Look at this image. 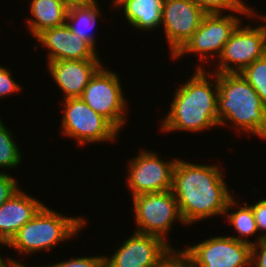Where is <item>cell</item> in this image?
Listing matches in <instances>:
<instances>
[{
  "instance_id": "cell-6",
  "label": "cell",
  "mask_w": 266,
  "mask_h": 267,
  "mask_svg": "<svg viewBox=\"0 0 266 267\" xmlns=\"http://www.w3.org/2000/svg\"><path fill=\"white\" fill-rule=\"evenodd\" d=\"M232 14L231 12L227 15L226 13L206 14L199 28L172 59L176 60L185 57V54L195 53L196 56L200 55L199 61L209 62L211 57L214 59L216 56L218 59L232 33L243 22L240 16L243 14L248 17V20L252 18L251 11H235Z\"/></svg>"
},
{
  "instance_id": "cell-19",
  "label": "cell",
  "mask_w": 266,
  "mask_h": 267,
  "mask_svg": "<svg viewBox=\"0 0 266 267\" xmlns=\"http://www.w3.org/2000/svg\"><path fill=\"white\" fill-rule=\"evenodd\" d=\"M99 7L101 6L97 0H91L85 4L69 6L66 14V24L71 32L88 42L96 51L97 40L91 30L96 27L97 21L102 16Z\"/></svg>"
},
{
  "instance_id": "cell-18",
  "label": "cell",
  "mask_w": 266,
  "mask_h": 267,
  "mask_svg": "<svg viewBox=\"0 0 266 267\" xmlns=\"http://www.w3.org/2000/svg\"><path fill=\"white\" fill-rule=\"evenodd\" d=\"M29 6L32 18L25 20L33 37L45 29L66 23L68 6L61 0H31Z\"/></svg>"
},
{
  "instance_id": "cell-30",
  "label": "cell",
  "mask_w": 266,
  "mask_h": 267,
  "mask_svg": "<svg viewBox=\"0 0 266 267\" xmlns=\"http://www.w3.org/2000/svg\"><path fill=\"white\" fill-rule=\"evenodd\" d=\"M19 265H23V263L10 257L3 258L2 256H0V267H18Z\"/></svg>"
},
{
  "instance_id": "cell-12",
  "label": "cell",
  "mask_w": 266,
  "mask_h": 267,
  "mask_svg": "<svg viewBox=\"0 0 266 267\" xmlns=\"http://www.w3.org/2000/svg\"><path fill=\"white\" fill-rule=\"evenodd\" d=\"M206 13L194 0H164L161 29H164L172 58L199 28Z\"/></svg>"
},
{
  "instance_id": "cell-17",
  "label": "cell",
  "mask_w": 266,
  "mask_h": 267,
  "mask_svg": "<svg viewBox=\"0 0 266 267\" xmlns=\"http://www.w3.org/2000/svg\"><path fill=\"white\" fill-rule=\"evenodd\" d=\"M115 8L124 12L128 25L133 29L152 31L160 29L164 0H112Z\"/></svg>"
},
{
  "instance_id": "cell-1",
  "label": "cell",
  "mask_w": 266,
  "mask_h": 267,
  "mask_svg": "<svg viewBox=\"0 0 266 267\" xmlns=\"http://www.w3.org/2000/svg\"><path fill=\"white\" fill-rule=\"evenodd\" d=\"M220 168L217 164H195L178 158L171 191L176 197L184 226L210 217L224 216L227 204L234 195Z\"/></svg>"
},
{
  "instance_id": "cell-28",
  "label": "cell",
  "mask_w": 266,
  "mask_h": 267,
  "mask_svg": "<svg viewBox=\"0 0 266 267\" xmlns=\"http://www.w3.org/2000/svg\"><path fill=\"white\" fill-rule=\"evenodd\" d=\"M157 267H194L191 259L181 250L172 249Z\"/></svg>"
},
{
  "instance_id": "cell-31",
  "label": "cell",
  "mask_w": 266,
  "mask_h": 267,
  "mask_svg": "<svg viewBox=\"0 0 266 267\" xmlns=\"http://www.w3.org/2000/svg\"><path fill=\"white\" fill-rule=\"evenodd\" d=\"M258 12L255 10V8L253 9V7L251 8V17H253V19L258 18L261 22H263V24H261V26L264 28L265 31V36H266V14L262 15V14H257Z\"/></svg>"
},
{
  "instance_id": "cell-33",
  "label": "cell",
  "mask_w": 266,
  "mask_h": 267,
  "mask_svg": "<svg viewBox=\"0 0 266 267\" xmlns=\"http://www.w3.org/2000/svg\"><path fill=\"white\" fill-rule=\"evenodd\" d=\"M18 267H29V266H26L25 264L23 265H19ZM37 267V266H36ZM39 267V266H38ZM42 267H45V266H42Z\"/></svg>"
},
{
  "instance_id": "cell-23",
  "label": "cell",
  "mask_w": 266,
  "mask_h": 267,
  "mask_svg": "<svg viewBox=\"0 0 266 267\" xmlns=\"http://www.w3.org/2000/svg\"><path fill=\"white\" fill-rule=\"evenodd\" d=\"M206 14L251 11L244 0H194Z\"/></svg>"
},
{
  "instance_id": "cell-20",
  "label": "cell",
  "mask_w": 266,
  "mask_h": 267,
  "mask_svg": "<svg viewBox=\"0 0 266 267\" xmlns=\"http://www.w3.org/2000/svg\"><path fill=\"white\" fill-rule=\"evenodd\" d=\"M239 200H236L235 197L233 196L228 204L227 208L224 213V217H227V221L231 226L235 228V231L239 235L231 236L232 238L245 242L247 244L253 245L255 242L249 240L247 237L256 235L258 234L257 226H256V221L254 217L253 210L247 202H244L243 204H239ZM236 206V207H235ZM233 208V211L231 209ZM238 209L236 211V209ZM231 211V212H229ZM229 214V215H228Z\"/></svg>"
},
{
  "instance_id": "cell-25",
  "label": "cell",
  "mask_w": 266,
  "mask_h": 267,
  "mask_svg": "<svg viewBox=\"0 0 266 267\" xmlns=\"http://www.w3.org/2000/svg\"><path fill=\"white\" fill-rule=\"evenodd\" d=\"M19 183L10 173L6 171L0 172V206L8 201L18 190Z\"/></svg>"
},
{
  "instance_id": "cell-7",
  "label": "cell",
  "mask_w": 266,
  "mask_h": 267,
  "mask_svg": "<svg viewBox=\"0 0 266 267\" xmlns=\"http://www.w3.org/2000/svg\"><path fill=\"white\" fill-rule=\"evenodd\" d=\"M136 232L161 238L172 249H177L167 241L168 232L178 220L184 225L178 209L176 197L171 190L146 193L132 197Z\"/></svg>"
},
{
  "instance_id": "cell-21",
  "label": "cell",
  "mask_w": 266,
  "mask_h": 267,
  "mask_svg": "<svg viewBox=\"0 0 266 267\" xmlns=\"http://www.w3.org/2000/svg\"><path fill=\"white\" fill-rule=\"evenodd\" d=\"M16 142L12 130L10 131L0 118V168L3 170L17 168L23 160L20 145Z\"/></svg>"
},
{
  "instance_id": "cell-27",
  "label": "cell",
  "mask_w": 266,
  "mask_h": 267,
  "mask_svg": "<svg viewBox=\"0 0 266 267\" xmlns=\"http://www.w3.org/2000/svg\"><path fill=\"white\" fill-rule=\"evenodd\" d=\"M253 210L255 221H256V226L257 230L261 231L257 235V242H260L262 239H266V199H260L259 201L255 202L254 204H249ZM265 231V232H264Z\"/></svg>"
},
{
  "instance_id": "cell-3",
  "label": "cell",
  "mask_w": 266,
  "mask_h": 267,
  "mask_svg": "<svg viewBox=\"0 0 266 267\" xmlns=\"http://www.w3.org/2000/svg\"><path fill=\"white\" fill-rule=\"evenodd\" d=\"M217 114L219 126L266 140V107L241 73L218 74Z\"/></svg>"
},
{
  "instance_id": "cell-14",
  "label": "cell",
  "mask_w": 266,
  "mask_h": 267,
  "mask_svg": "<svg viewBox=\"0 0 266 267\" xmlns=\"http://www.w3.org/2000/svg\"><path fill=\"white\" fill-rule=\"evenodd\" d=\"M35 39L46 48L47 61L100 59L98 52L85 40L71 32L65 23L45 29Z\"/></svg>"
},
{
  "instance_id": "cell-29",
  "label": "cell",
  "mask_w": 266,
  "mask_h": 267,
  "mask_svg": "<svg viewBox=\"0 0 266 267\" xmlns=\"http://www.w3.org/2000/svg\"><path fill=\"white\" fill-rule=\"evenodd\" d=\"M251 266L266 267V239L252 245Z\"/></svg>"
},
{
  "instance_id": "cell-22",
  "label": "cell",
  "mask_w": 266,
  "mask_h": 267,
  "mask_svg": "<svg viewBox=\"0 0 266 267\" xmlns=\"http://www.w3.org/2000/svg\"><path fill=\"white\" fill-rule=\"evenodd\" d=\"M241 75L257 92L266 107V55L248 65Z\"/></svg>"
},
{
  "instance_id": "cell-15",
  "label": "cell",
  "mask_w": 266,
  "mask_h": 267,
  "mask_svg": "<svg viewBox=\"0 0 266 267\" xmlns=\"http://www.w3.org/2000/svg\"><path fill=\"white\" fill-rule=\"evenodd\" d=\"M47 70L58 88L64 93V99L81 97L95 73L103 66L100 59L57 60L47 62Z\"/></svg>"
},
{
  "instance_id": "cell-26",
  "label": "cell",
  "mask_w": 266,
  "mask_h": 267,
  "mask_svg": "<svg viewBox=\"0 0 266 267\" xmlns=\"http://www.w3.org/2000/svg\"><path fill=\"white\" fill-rule=\"evenodd\" d=\"M20 90L21 86L12 77L11 70L0 65V99Z\"/></svg>"
},
{
  "instance_id": "cell-11",
  "label": "cell",
  "mask_w": 266,
  "mask_h": 267,
  "mask_svg": "<svg viewBox=\"0 0 266 267\" xmlns=\"http://www.w3.org/2000/svg\"><path fill=\"white\" fill-rule=\"evenodd\" d=\"M194 267H252V245L230 236H214L181 248Z\"/></svg>"
},
{
  "instance_id": "cell-8",
  "label": "cell",
  "mask_w": 266,
  "mask_h": 267,
  "mask_svg": "<svg viewBox=\"0 0 266 267\" xmlns=\"http://www.w3.org/2000/svg\"><path fill=\"white\" fill-rule=\"evenodd\" d=\"M120 80L115 71L102 66L85 87L81 98L95 112L122 131L120 129L128 122V100L124 97Z\"/></svg>"
},
{
  "instance_id": "cell-9",
  "label": "cell",
  "mask_w": 266,
  "mask_h": 267,
  "mask_svg": "<svg viewBox=\"0 0 266 267\" xmlns=\"http://www.w3.org/2000/svg\"><path fill=\"white\" fill-rule=\"evenodd\" d=\"M243 22L224 45L215 68L211 72L241 73L248 65L266 55V36L261 24L253 27Z\"/></svg>"
},
{
  "instance_id": "cell-5",
  "label": "cell",
  "mask_w": 266,
  "mask_h": 267,
  "mask_svg": "<svg viewBox=\"0 0 266 267\" xmlns=\"http://www.w3.org/2000/svg\"><path fill=\"white\" fill-rule=\"evenodd\" d=\"M64 112L61 133L66 138L76 139L80 147L96 142L116 140L120 132L108 119L95 112L81 97L62 99Z\"/></svg>"
},
{
  "instance_id": "cell-24",
  "label": "cell",
  "mask_w": 266,
  "mask_h": 267,
  "mask_svg": "<svg viewBox=\"0 0 266 267\" xmlns=\"http://www.w3.org/2000/svg\"><path fill=\"white\" fill-rule=\"evenodd\" d=\"M45 267H106L105 255L76 257L56 264L46 265Z\"/></svg>"
},
{
  "instance_id": "cell-13",
  "label": "cell",
  "mask_w": 266,
  "mask_h": 267,
  "mask_svg": "<svg viewBox=\"0 0 266 267\" xmlns=\"http://www.w3.org/2000/svg\"><path fill=\"white\" fill-rule=\"evenodd\" d=\"M172 248L161 238L134 231L115 253L106 256V267H157Z\"/></svg>"
},
{
  "instance_id": "cell-16",
  "label": "cell",
  "mask_w": 266,
  "mask_h": 267,
  "mask_svg": "<svg viewBox=\"0 0 266 267\" xmlns=\"http://www.w3.org/2000/svg\"><path fill=\"white\" fill-rule=\"evenodd\" d=\"M23 189L0 206V245L6 246L27 222L45 205Z\"/></svg>"
},
{
  "instance_id": "cell-32",
  "label": "cell",
  "mask_w": 266,
  "mask_h": 267,
  "mask_svg": "<svg viewBox=\"0 0 266 267\" xmlns=\"http://www.w3.org/2000/svg\"><path fill=\"white\" fill-rule=\"evenodd\" d=\"M64 2L68 7L72 5H80L90 2L91 0H61Z\"/></svg>"
},
{
  "instance_id": "cell-10",
  "label": "cell",
  "mask_w": 266,
  "mask_h": 267,
  "mask_svg": "<svg viewBox=\"0 0 266 267\" xmlns=\"http://www.w3.org/2000/svg\"><path fill=\"white\" fill-rule=\"evenodd\" d=\"M177 160L164 161L157 152L141 149L127 162L129 173L126 186L131 196L171 190Z\"/></svg>"
},
{
  "instance_id": "cell-2",
  "label": "cell",
  "mask_w": 266,
  "mask_h": 267,
  "mask_svg": "<svg viewBox=\"0 0 266 267\" xmlns=\"http://www.w3.org/2000/svg\"><path fill=\"white\" fill-rule=\"evenodd\" d=\"M210 70L199 64L193 76L185 79V83L176 89L169 105L170 110L161 120L160 130L165 133L177 131L198 133L219 126L218 74Z\"/></svg>"
},
{
  "instance_id": "cell-4",
  "label": "cell",
  "mask_w": 266,
  "mask_h": 267,
  "mask_svg": "<svg viewBox=\"0 0 266 267\" xmlns=\"http://www.w3.org/2000/svg\"><path fill=\"white\" fill-rule=\"evenodd\" d=\"M86 222L83 217H67L44 205L6 246L22 255L50 251L61 242L77 236Z\"/></svg>"
}]
</instances>
